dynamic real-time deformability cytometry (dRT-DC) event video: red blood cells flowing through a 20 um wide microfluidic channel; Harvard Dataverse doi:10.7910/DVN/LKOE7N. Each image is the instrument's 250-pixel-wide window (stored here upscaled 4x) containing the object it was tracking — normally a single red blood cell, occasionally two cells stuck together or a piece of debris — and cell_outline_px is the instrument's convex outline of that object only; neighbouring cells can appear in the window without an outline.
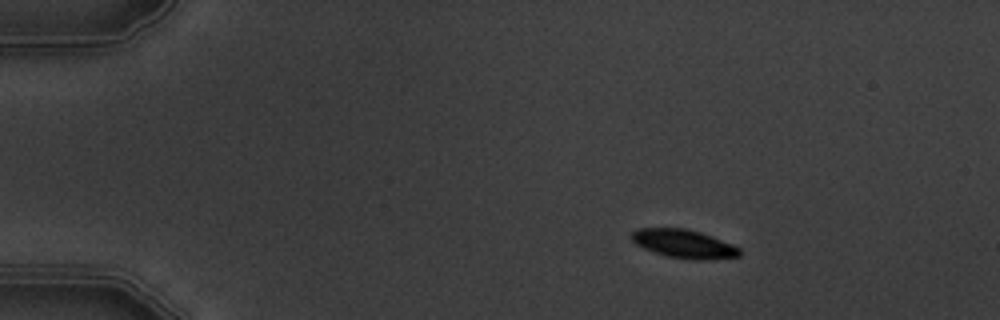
{"species": "common noctule bat (a hibernating species)", "species_latin": "Nyctalus noctula", "temperature_condition": "warm", "stored_images_in_passage": 15, "camera_frame_rate_fps": 3000, "um_per_image_px": 0.085, "animal": {"sex": "male", "body_mass_g": 19.5, "forearm_length_mm": 54.6}, "frame": {"image": 1, "passage_image": 3, "time_ms": 2.333, "image_size_px": [1000, 320], "cell_outline_px": [[740, 256], [708, 260], [700, 260], [668, 256], [644, 248], [636, 244], [632, 240], [632, 232], [636, 228], [684, 228], [700, 232], [712, 236], [732, 244], [740, 248]], "centroid_in_image_um": [58.15, 20.71], "position_along_channel_um": 26.9, "area_um2": 17.74}}
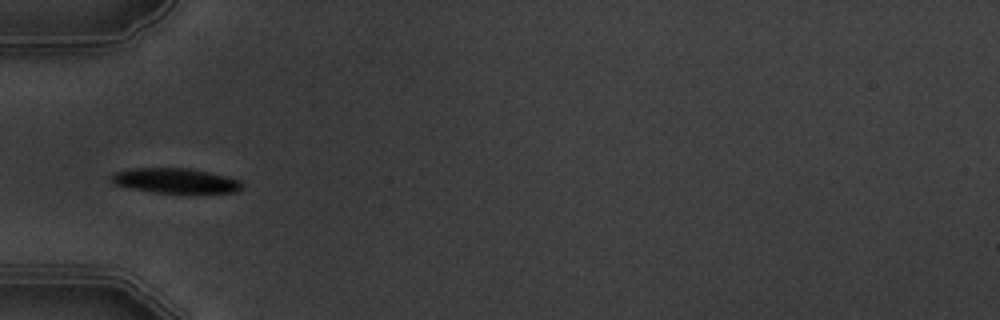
{"frame": {"image": 2, "passage_image": 5, "time_ms": 5.667, "image_size_px": [1000, 320], "cell_outline_px": [[240, 188], [236, 192], [156, 192], [132, 188], [116, 184], [108, 180], [116, 172], [136, 168], [192, 168], [228, 176], [240, 180]], "centroid_in_image_um": [14.91, 15.34], "position_along_channel_um": 70.1, "area_um2": 18.55}}
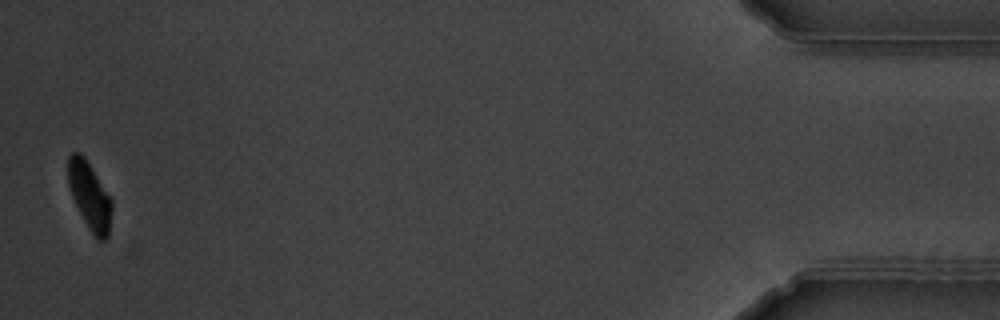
{"frame": {"image": 3, "passage_image": 15, "time_ms": 17.667, "image_size_px": [1000, 320], "cell_outline_px": [[112, 208], [108, 236], [104, 240], [100, 240], [88, 228], [72, 196], [68, 184], [68, 156], [72, 152], [80, 152], [84, 156], [92, 168], [112, 200]], "centroid_in_image_um": [7.61, 16.61], "position_along_channel_um": 427.6, "area_um2": 16.88}, "authors_computed_cell_mechanics": {"area_um2": 18.5538, "velocity_mm_per_s": 3.6681, "shape_relaxation_time_tau1_ms": 2.1808, "shape_relaxation_time_tau2_ms": null, "deformation_change_tau1": 0.122, "deformation_change_tau2": null}}